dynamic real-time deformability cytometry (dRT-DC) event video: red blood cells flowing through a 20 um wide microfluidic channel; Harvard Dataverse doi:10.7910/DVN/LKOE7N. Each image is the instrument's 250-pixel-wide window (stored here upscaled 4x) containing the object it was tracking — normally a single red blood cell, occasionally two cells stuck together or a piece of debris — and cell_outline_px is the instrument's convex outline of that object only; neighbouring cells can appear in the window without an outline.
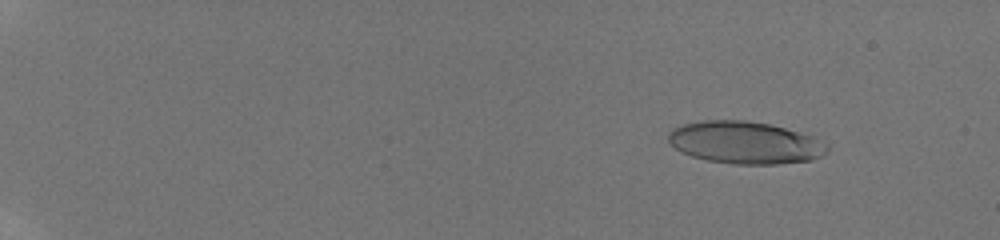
{"species": "human", "species_latin": "Homo sapiens", "temperature_condition": "room temperature", "stored_images_in_passage": 12, "camera_frame_rate_fps": 3000, "um_per_image_px": 0.085, "donor": {"sex": "male"}, "frame": {"image": 1, "passage_image": 3, "time_ms": 1.667, "image_size_px": [1000, 240], "cell_outline_px": [[828, 152], [812, 160], [780, 164], [732, 164], [708, 160], [692, 156], [680, 152], [668, 140], [668, 132], [672, 128], [684, 124], [700, 120], [744, 120], [768, 124], [784, 128], [812, 136], [828, 144]], "centroid_in_image_um": [63.32, 12.12], "position_along_channel_um": 21.7, "area_um2": 39.19}}
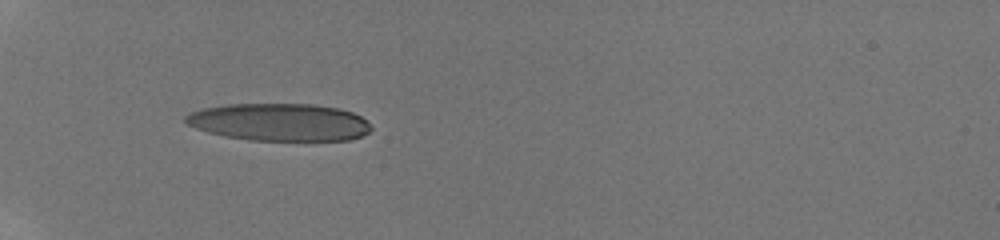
{"frame": {"image": 2, "passage_image": 9, "time_ms": 6.333, "image_size_px": [1000, 240], "cell_outline_px": [[372, 128], [368, 132], [360, 136], [348, 140], [248, 140], [224, 136], [208, 132], [184, 124], [184, 116], [192, 112], [204, 108], [228, 104], [312, 104], [336, 108], [352, 112], [360, 116], [372, 124]], "centroid_in_image_um": [23.73, 10.38], "position_along_channel_um": 61.3, "area_um2": 40.52}}
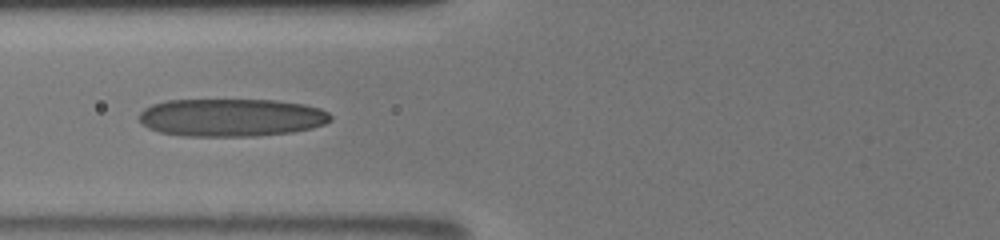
{"frame": {"image": 3, "passage_image": 11, "time_ms": 8.0, "image_size_px": [1000, 240], "cell_outline_px": [[332, 120], [324, 124], [312, 128], [292, 132], [256, 136], [184, 136], [160, 132], [148, 128], [140, 120], [140, 112], [144, 108], [152, 104], [164, 100], [276, 100], [304, 104], [320, 108], [328, 112], [332, 116]], "centroid_in_image_um": [19.68, 9.98], "position_along_channel_um": 106.1, "area_um2": 42.43}}